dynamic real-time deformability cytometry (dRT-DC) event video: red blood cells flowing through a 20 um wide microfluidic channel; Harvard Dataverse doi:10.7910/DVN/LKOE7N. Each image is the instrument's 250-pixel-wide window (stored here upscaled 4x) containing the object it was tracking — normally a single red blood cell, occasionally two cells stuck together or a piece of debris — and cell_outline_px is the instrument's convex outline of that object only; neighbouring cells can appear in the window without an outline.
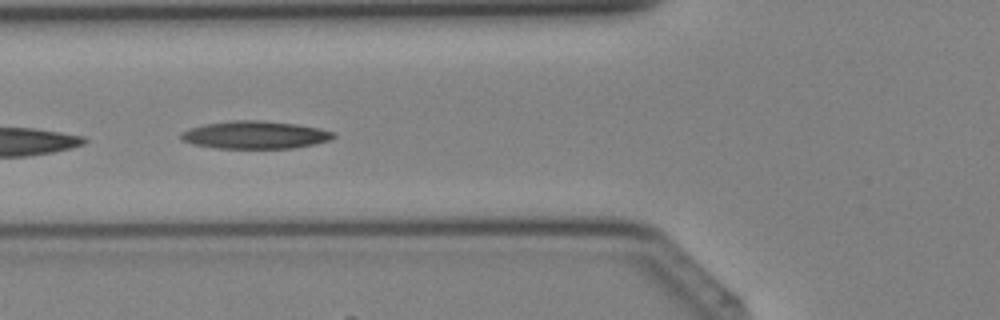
{"species": "Egyptian fruit bat (a non-hibernating species)", "species_latin": "Rousettus aegyptiacus", "temperature_condition": "cold", "stored_images_in_passage": 19, "camera_frame_rate_fps": 3000, "um_per_image_px": 0.085, "animal": {"sex": "female"}, "frame": {"image": 1, "passage_image": 4, "time_ms": 1.0, "image_size_px": [1000, 320], "cell_outline_px": [[336, 136], [328, 140], [312, 144], [292, 148], [216, 148], [192, 144], [180, 140], [180, 132], [188, 128], [204, 124], [232, 120], [260, 120], [296, 124], [320, 128], [336, 132]], "centroid_in_image_um": [21.63, 11.46], "position_along_channel_um": 104.2, "area_um2": 24.74}}
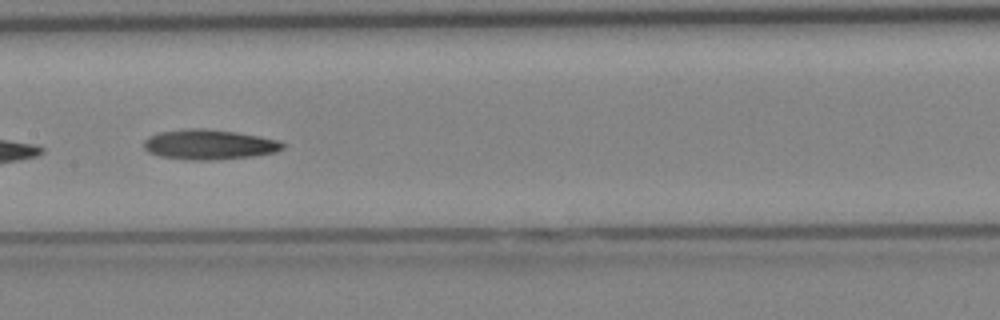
{"frame": {"image": 2, "passage_image": 9, "time_ms": 2.667, "image_size_px": [1000, 320], "cell_outline_px": [[284, 148], [276, 152], [252, 156], [212, 160], [188, 160], [160, 156], [148, 152], [144, 148], [144, 140], [148, 136], [160, 132], [188, 128], [204, 128], [236, 132], [260, 136], [280, 140], [284, 144]], "centroid_in_image_um": [17.78, 12.28], "position_along_channel_um": 189.6, "area_um2": 24.39}}